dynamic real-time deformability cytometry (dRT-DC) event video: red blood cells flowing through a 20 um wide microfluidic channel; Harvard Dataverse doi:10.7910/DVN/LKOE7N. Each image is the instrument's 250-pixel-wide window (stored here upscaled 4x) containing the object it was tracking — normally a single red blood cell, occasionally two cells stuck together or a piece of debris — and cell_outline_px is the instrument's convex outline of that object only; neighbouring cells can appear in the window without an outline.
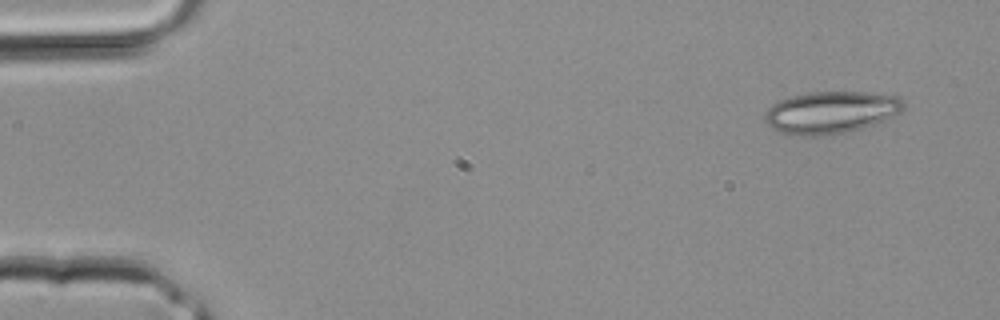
{"species": "common noctule bat (a hibernating species)", "species_latin": "Nyctalus noctula", "temperature_condition": "room temperature", "stored_images_in_passage": 3, "camera_frame_rate_fps": 3000, "um_per_image_px": 0.085, "animal": {"sex": "male", "body_mass_g": 20.4}, "frame": {"image": 1, "passage_image": 1, "time_ms": 0.0, "image_size_px": [1000, 320], "cell_outline_px": [[904, 108], [900, 112], [888, 120], [864, 128], [844, 132], [816, 136], [804, 136], [780, 132], [772, 128], [764, 120], [764, 112], [772, 104], [780, 100], [792, 96], [812, 92], [868, 92], [900, 96], [904, 100]], "centroid_in_image_um": [70.67, 9.55], "position_along_channel_um": 14.3, "area_um2": 34.33}}